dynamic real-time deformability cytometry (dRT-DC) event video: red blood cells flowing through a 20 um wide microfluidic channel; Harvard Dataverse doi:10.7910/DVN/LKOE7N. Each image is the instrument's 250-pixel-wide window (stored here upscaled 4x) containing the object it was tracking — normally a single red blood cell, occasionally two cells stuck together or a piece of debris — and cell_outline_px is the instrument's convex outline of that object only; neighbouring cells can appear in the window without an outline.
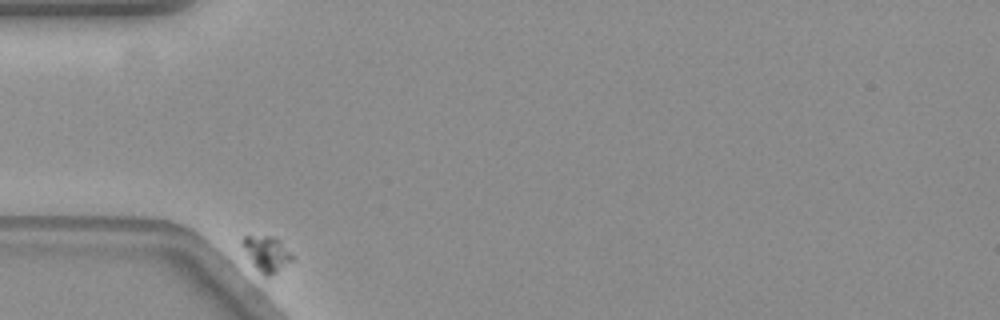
{"species": "common noctule bat (a hibernating species)", "species_latin": "Nyctalus noctula", "temperature_condition": "warm", "stored_images_in_passage": 45, "camera_frame_rate_fps": 3000, "um_per_image_px": 0.085, "animal": {"sex": "female", "body_mass_g": 19.3, "forearm_length_mm": 54.1}, "frame": {"image": 1, "passage_image": 1, "time_ms": 0.0, "image_size_px": [1000, 320], "cell_outline_px": [[296, 256], [292, 260], [276, 272], [268, 276], [264, 276], [252, 264], [240, 244], [240, 240], [244, 236], [272, 236], [280, 240]], "centroid_in_image_um": [22.66, 21.54], "position_along_channel_um": 62.3, "area_um2": 10.4}}